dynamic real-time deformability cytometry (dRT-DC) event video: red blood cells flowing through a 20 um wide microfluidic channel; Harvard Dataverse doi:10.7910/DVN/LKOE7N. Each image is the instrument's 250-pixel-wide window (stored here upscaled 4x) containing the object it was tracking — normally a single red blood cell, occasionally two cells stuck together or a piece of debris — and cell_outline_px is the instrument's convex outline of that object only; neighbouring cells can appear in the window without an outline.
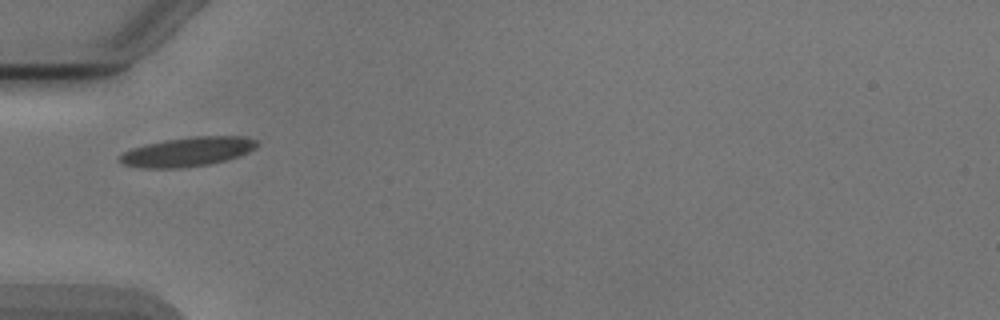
{"species": "Egyptian fruit bat (a non-hibernating species)", "species_latin": "Rousettus aegyptiacus", "temperature_condition": "cold", "stored_images_in_passage": 16, "camera_frame_rate_fps": 3000, "um_per_image_px": 0.085, "animal": {"sex": "male"}, "frame": {"image": 1, "passage_image": 1, "time_ms": 0.0, "image_size_px": [1000, 320], "cell_outline_px": [[256, 148], [240, 156], [212, 164], [180, 168], [140, 168], [120, 164], [116, 160], [124, 152], [132, 148], [144, 144], [164, 140], [192, 136], [244, 136], [256, 140]], "centroid_in_image_um": [15.9, 12.91], "position_along_channel_um": 69.1, "area_um2": 23.7}}
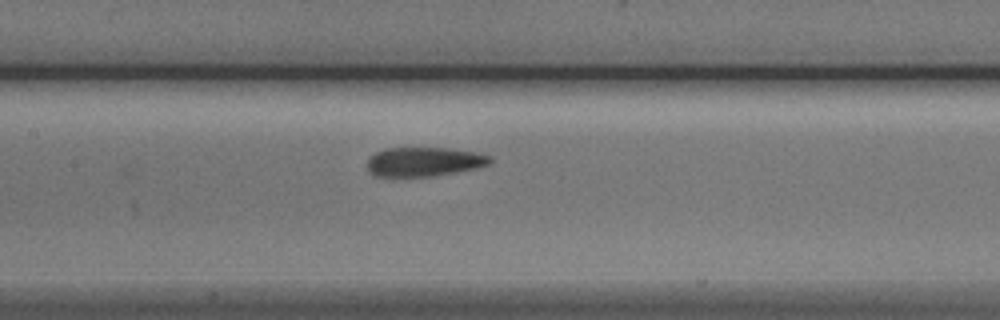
{"frame": {"image": 2, "passage_image": 9, "time_ms": 2.667, "image_size_px": [1000, 320], "cell_outline_px": [[492, 160], [488, 164], [476, 168], [456, 172], [432, 176], [376, 176], [368, 172], [368, 156], [384, 148], [452, 148], [476, 152], [492, 156]], "centroid_in_image_um": [36.04, 13.73], "position_along_channel_um": 171.4, "area_um2": 20.98}}
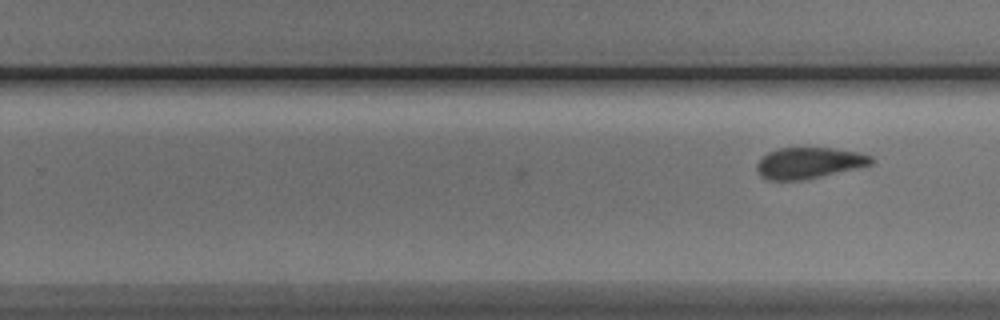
{"frame": {"image": 3, "passage_image": 16, "time_ms": 5.0, "image_size_px": [1000, 320], "cell_outline_px": [[876, 160], [872, 164], [856, 168], [804, 180], [768, 180], [760, 176], [756, 168], [756, 164], [768, 152], [780, 148], [832, 148], [856, 152], [872, 156]], "centroid_in_image_um": [68.76, 13.85], "position_along_channel_um": 261.0, "area_um2": 20.63}}